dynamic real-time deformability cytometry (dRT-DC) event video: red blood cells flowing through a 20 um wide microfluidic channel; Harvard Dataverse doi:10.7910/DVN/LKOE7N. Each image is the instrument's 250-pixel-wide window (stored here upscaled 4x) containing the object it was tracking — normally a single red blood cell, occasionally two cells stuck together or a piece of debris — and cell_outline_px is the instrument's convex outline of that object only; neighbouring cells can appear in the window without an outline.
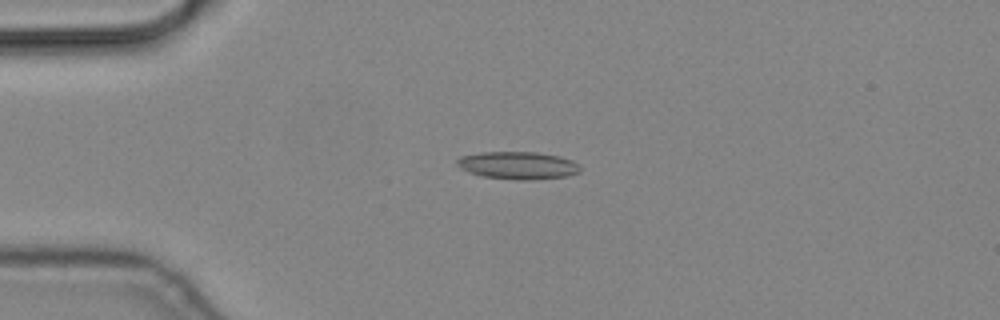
{"species": "common noctule bat (a hibernating species)", "species_latin": "Nyctalus noctula", "temperature_condition": "cold", "stored_images_in_passage": 3, "camera_frame_rate_fps": 3000, "um_per_image_px": 0.085, "animal": {"sex": "male", "body_mass_g": 19.2, "forearm_length_mm": 51.8}, "frame": {"image": 1, "passage_image": 1, "time_ms": 0.0, "image_size_px": [1000, 320], "cell_outline_px": [[580, 172], [568, 176], [532, 180], [516, 180], [480, 176], [468, 172], [460, 168], [456, 164], [456, 160], [460, 156], [484, 152], [536, 152], [560, 156], [572, 160], [580, 164]], "centroid_in_image_um": [44.03, 14.06], "position_along_channel_um": 41.0, "area_um2": 20.06}}
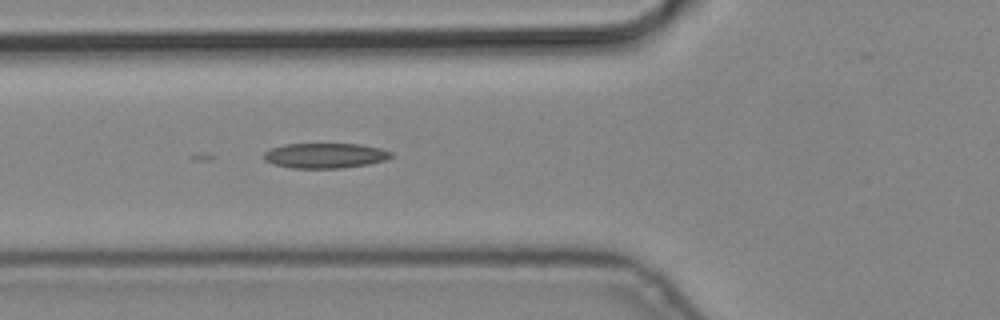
{"frame": {"image": 2, "passage_image": 3, "time_ms": 0.667, "image_size_px": [1000, 320], "cell_outline_px": [[392, 156], [388, 160], [368, 164], [340, 168], [292, 168], [272, 164], [264, 160], [264, 152], [272, 148], [284, 144], [360, 144], [380, 148], [392, 152]], "centroid_in_image_um": [27.64, 13.23], "position_along_channel_um": 98.2, "area_um2": 18.67}}